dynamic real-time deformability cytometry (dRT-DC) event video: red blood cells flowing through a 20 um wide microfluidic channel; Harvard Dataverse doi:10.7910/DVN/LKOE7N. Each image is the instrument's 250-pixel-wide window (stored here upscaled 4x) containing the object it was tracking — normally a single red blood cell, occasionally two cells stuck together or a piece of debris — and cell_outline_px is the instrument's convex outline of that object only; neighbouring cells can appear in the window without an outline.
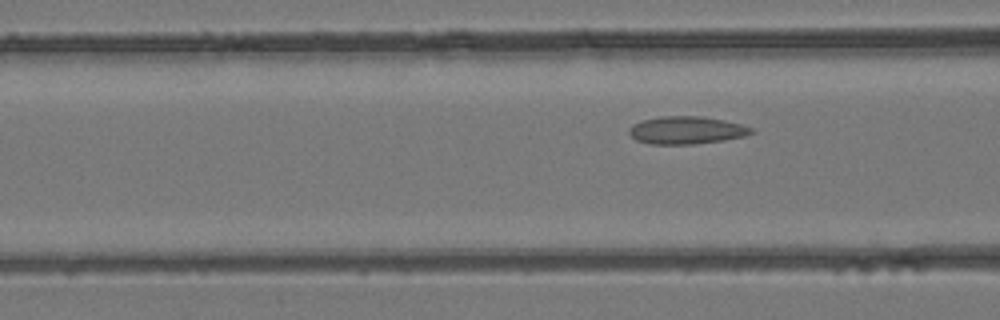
{"species": "common noctule bat (a hibernating species)", "species_latin": "Nyctalus noctula", "temperature_condition": "room temperature", "stored_images_in_passage": 6, "camera_frame_rate_fps": 3000, "um_per_image_px": 0.085, "animal": {"sex": "female", "body_mass_g": 24.6, "forearm_length_mm": 56.2}, "frame": {"image": 1, "passage_image": 6, "time_ms": 1.667, "image_size_px": [1000, 320], "cell_outline_px": [[756, 132], [744, 136], [724, 140], [696, 144], [652, 144], [636, 140], [628, 132], [628, 128], [632, 124], [644, 120], [660, 116], [700, 116], [724, 120], [740, 124], [752, 128]], "centroid_in_image_um": [58.35, 11.07], "position_along_channel_um": 108.3, "area_um2": 19.71}}